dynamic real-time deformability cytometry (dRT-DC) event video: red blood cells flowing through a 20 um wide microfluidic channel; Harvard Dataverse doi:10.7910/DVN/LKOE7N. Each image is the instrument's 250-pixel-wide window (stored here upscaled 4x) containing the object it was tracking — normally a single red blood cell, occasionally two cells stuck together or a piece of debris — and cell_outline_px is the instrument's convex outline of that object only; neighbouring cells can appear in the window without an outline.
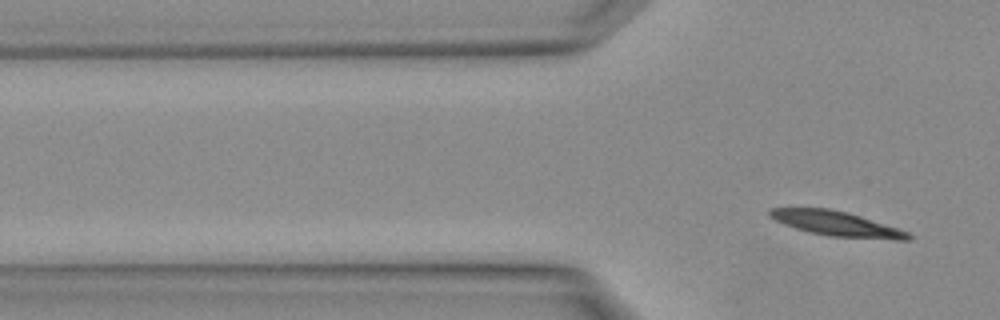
{"species": "Egyptian fruit bat (a non-hibernating species)", "species_latin": "Rousettus aegyptiacus", "temperature_condition": "warm", "stored_images_in_passage": 5, "camera_frame_rate_fps": 3000, "um_per_image_px": 0.085, "animal": {"sex": "female"}, "frame": {"image": 1, "passage_image": 5, "time_ms": 1.333, "image_size_px": [1000, 320], "cell_outline_px": [[912, 240], [896, 240], [828, 236], [808, 232], [784, 224], [768, 216], [768, 208], [832, 208], [848, 212], [908, 232], [912, 236]], "centroid_in_image_um": [71.08, 19.01], "position_along_channel_um": 54.7, "area_um2": 20.0}}